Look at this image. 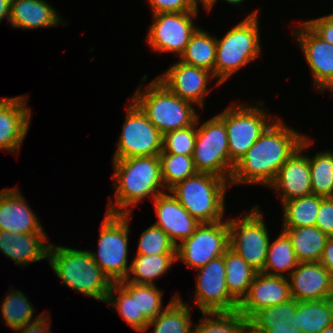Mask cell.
Instances as JSON below:
<instances>
[{
	"mask_svg": "<svg viewBox=\"0 0 333 333\" xmlns=\"http://www.w3.org/2000/svg\"><path fill=\"white\" fill-rule=\"evenodd\" d=\"M306 136L288 128L279 117L275 118L234 166L229 186L237 183L270 186L281 166L300 147Z\"/></svg>",
	"mask_w": 333,
	"mask_h": 333,
	"instance_id": "obj_1",
	"label": "cell"
},
{
	"mask_svg": "<svg viewBox=\"0 0 333 333\" xmlns=\"http://www.w3.org/2000/svg\"><path fill=\"white\" fill-rule=\"evenodd\" d=\"M113 181L116 200L110 199L106 213H131L138 202L163 193L159 156H139L127 159H113ZM160 187V188H159Z\"/></svg>",
	"mask_w": 333,
	"mask_h": 333,
	"instance_id": "obj_2",
	"label": "cell"
},
{
	"mask_svg": "<svg viewBox=\"0 0 333 333\" xmlns=\"http://www.w3.org/2000/svg\"><path fill=\"white\" fill-rule=\"evenodd\" d=\"M48 262L62 284L105 303L113 282L94 262L89 250L50 244Z\"/></svg>",
	"mask_w": 333,
	"mask_h": 333,
	"instance_id": "obj_3",
	"label": "cell"
},
{
	"mask_svg": "<svg viewBox=\"0 0 333 333\" xmlns=\"http://www.w3.org/2000/svg\"><path fill=\"white\" fill-rule=\"evenodd\" d=\"M228 180L210 173L195 175L175 184L169 192L200 223L222 221Z\"/></svg>",
	"mask_w": 333,
	"mask_h": 333,
	"instance_id": "obj_4",
	"label": "cell"
},
{
	"mask_svg": "<svg viewBox=\"0 0 333 333\" xmlns=\"http://www.w3.org/2000/svg\"><path fill=\"white\" fill-rule=\"evenodd\" d=\"M132 100L163 135L192 126L199 117L193 103L179 98L157 78L148 84L144 92L142 85H139Z\"/></svg>",
	"mask_w": 333,
	"mask_h": 333,
	"instance_id": "obj_5",
	"label": "cell"
},
{
	"mask_svg": "<svg viewBox=\"0 0 333 333\" xmlns=\"http://www.w3.org/2000/svg\"><path fill=\"white\" fill-rule=\"evenodd\" d=\"M258 21V10H255L225 33L223 38H216L214 77L218 79L217 85H222L261 54Z\"/></svg>",
	"mask_w": 333,
	"mask_h": 333,
	"instance_id": "obj_6",
	"label": "cell"
},
{
	"mask_svg": "<svg viewBox=\"0 0 333 333\" xmlns=\"http://www.w3.org/2000/svg\"><path fill=\"white\" fill-rule=\"evenodd\" d=\"M130 213H105L101 223L98 251H89L94 262L113 283L127 278L128 267V231Z\"/></svg>",
	"mask_w": 333,
	"mask_h": 333,
	"instance_id": "obj_7",
	"label": "cell"
},
{
	"mask_svg": "<svg viewBox=\"0 0 333 333\" xmlns=\"http://www.w3.org/2000/svg\"><path fill=\"white\" fill-rule=\"evenodd\" d=\"M246 105H230L218 114L223 119L227 131L230 166L233 169L275 120L263 108L260 109V106ZM270 118H273L272 121Z\"/></svg>",
	"mask_w": 333,
	"mask_h": 333,
	"instance_id": "obj_8",
	"label": "cell"
},
{
	"mask_svg": "<svg viewBox=\"0 0 333 333\" xmlns=\"http://www.w3.org/2000/svg\"><path fill=\"white\" fill-rule=\"evenodd\" d=\"M197 128L192 155L196 171L210 173L230 182L233 168L230 166L228 137L223 119L217 114L201 126L197 125Z\"/></svg>",
	"mask_w": 333,
	"mask_h": 333,
	"instance_id": "obj_9",
	"label": "cell"
},
{
	"mask_svg": "<svg viewBox=\"0 0 333 333\" xmlns=\"http://www.w3.org/2000/svg\"><path fill=\"white\" fill-rule=\"evenodd\" d=\"M261 213L257 205L242 218L228 219L229 247L257 272L264 269L270 243Z\"/></svg>",
	"mask_w": 333,
	"mask_h": 333,
	"instance_id": "obj_10",
	"label": "cell"
},
{
	"mask_svg": "<svg viewBox=\"0 0 333 333\" xmlns=\"http://www.w3.org/2000/svg\"><path fill=\"white\" fill-rule=\"evenodd\" d=\"M126 114L113 159L159 155L163 149V134L132 99Z\"/></svg>",
	"mask_w": 333,
	"mask_h": 333,
	"instance_id": "obj_11",
	"label": "cell"
},
{
	"mask_svg": "<svg viewBox=\"0 0 333 333\" xmlns=\"http://www.w3.org/2000/svg\"><path fill=\"white\" fill-rule=\"evenodd\" d=\"M229 248L228 220L201 223L195 232L176 246V258L195 270L224 255Z\"/></svg>",
	"mask_w": 333,
	"mask_h": 333,
	"instance_id": "obj_12",
	"label": "cell"
},
{
	"mask_svg": "<svg viewBox=\"0 0 333 333\" xmlns=\"http://www.w3.org/2000/svg\"><path fill=\"white\" fill-rule=\"evenodd\" d=\"M197 13L198 11L153 14L154 21L147 33L150 47L155 52H173L180 57L198 28L193 22Z\"/></svg>",
	"mask_w": 333,
	"mask_h": 333,
	"instance_id": "obj_13",
	"label": "cell"
},
{
	"mask_svg": "<svg viewBox=\"0 0 333 333\" xmlns=\"http://www.w3.org/2000/svg\"><path fill=\"white\" fill-rule=\"evenodd\" d=\"M195 300L201 312H230L238 310V303L229 295L226 286L224 256L210 260L196 269Z\"/></svg>",
	"mask_w": 333,
	"mask_h": 333,
	"instance_id": "obj_14",
	"label": "cell"
},
{
	"mask_svg": "<svg viewBox=\"0 0 333 333\" xmlns=\"http://www.w3.org/2000/svg\"><path fill=\"white\" fill-rule=\"evenodd\" d=\"M312 143L306 136L300 147L281 166L275 180L269 186L280 194L281 203L312 194L309 156L304 154V150L306 151Z\"/></svg>",
	"mask_w": 333,
	"mask_h": 333,
	"instance_id": "obj_15",
	"label": "cell"
},
{
	"mask_svg": "<svg viewBox=\"0 0 333 333\" xmlns=\"http://www.w3.org/2000/svg\"><path fill=\"white\" fill-rule=\"evenodd\" d=\"M295 32V33H294ZM319 91L333 92V45L321 39L305 22L293 31Z\"/></svg>",
	"mask_w": 333,
	"mask_h": 333,
	"instance_id": "obj_16",
	"label": "cell"
},
{
	"mask_svg": "<svg viewBox=\"0 0 333 333\" xmlns=\"http://www.w3.org/2000/svg\"><path fill=\"white\" fill-rule=\"evenodd\" d=\"M210 77L214 76L209 70L178 61L157 79L179 98L203 107Z\"/></svg>",
	"mask_w": 333,
	"mask_h": 333,
	"instance_id": "obj_17",
	"label": "cell"
},
{
	"mask_svg": "<svg viewBox=\"0 0 333 333\" xmlns=\"http://www.w3.org/2000/svg\"><path fill=\"white\" fill-rule=\"evenodd\" d=\"M288 278L291 297L298 302L333 298V277L320 262L298 263Z\"/></svg>",
	"mask_w": 333,
	"mask_h": 333,
	"instance_id": "obj_18",
	"label": "cell"
},
{
	"mask_svg": "<svg viewBox=\"0 0 333 333\" xmlns=\"http://www.w3.org/2000/svg\"><path fill=\"white\" fill-rule=\"evenodd\" d=\"M290 284L286 276L257 272L238 311L248 320L260 309L279 305L291 299Z\"/></svg>",
	"mask_w": 333,
	"mask_h": 333,
	"instance_id": "obj_19",
	"label": "cell"
},
{
	"mask_svg": "<svg viewBox=\"0 0 333 333\" xmlns=\"http://www.w3.org/2000/svg\"><path fill=\"white\" fill-rule=\"evenodd\" d=\"M27 99V96L0 99V150L19 153L31 121Z\"/></svg>",
	"mask_w": 333,
	"mask_h": 333,
	"instance_id": "obj_20",
	"label": "cell"
},
{
	"mask_svg": "<svg viewBox=\"0 0 333 333\" xmlns=\"http://www.w3.org/2000/svg\"><path fill=\"white\" fill-rule=\"evenodd\" d=\"M167 192L154 198V208L158 217L154 225L162 229L177 246V240L189 238L201 223L190 215L169 190Z\"/></svg>",
	"mask_w": 333,
	"mask_h": 333,
	"instance_id": "obj_21",
	"label": "cell"
},
{
	"mask_svg": "<svg viewBox=\"0 0 333 333\" xmlns=\"http://www.w3.org/2000/svg\"><path fill=\"white\" fill-rule=\"evenodd\" d=\"M18 190H0V230L10 233H45L40 220Z\"/></svg>",
	"mask_w": 333,
	"mask_h": 333,
	"instance_id": "obj_22",
	"label": "cell"
},
{
	"mask_svg": "<svg viewBox=\"0 0 333 333\" xmlns=\"http://www.w3.org/2000/svg\"><path fill=\"white\" fill-rule=\"evenodd\" d=\"M46 233H10L0 230V250L16 265L26 266L48 258Z\"/></svg>",
	"mask_w": 333,
	"mask_h": 333,
	"instance_id": "obj_23",
	"label": "cell"
},
{
	"mask_svg": "<svg viewBox=\"0 0 333 333\" xmlns=\"http://www.w3.org/2000/svg\"><path fill=\"white\" fill-rule=\"evenodd\" d=\"M62 18L46 0H12L10 25L14 28L38 29L59 26Z\"/></svg>",
	"mask_w": 333,
	"mask_h": 333,
	"instance_id": "obj_24",
	"label": "cell"
},
{
	"mask_svg": "<svg viewBox=\"0 0 333 333\" xmlns=\"http://www.w3.org/2000/svg\"><path fill=\"white\" fill-rule=\"evenodd\" d=\"M115 292L119 296H115ZM111 308L114 306L119 311L122 319L137 332L143 333L148 320L143 315H138L137 284L119 281L113 283L105 301Z\"/></svg>",
	"mask_w": 333,
	"mask_h": 333,
	"instance_id": "obj_25",
	"label": "cell"
},
{
	"mask_svg": "<svg viewBox=\"0 0 333 333\" xmlns=\"http://www.w3.org/2000/svg\"><path fill=\"white\" fill-rule=\"evenodd\" d=\"M333 324V298L298 302L290 325L303 333H319Z\"/></svg>",
	"mask_w": 333,
	"mask_h": 333,
	"instance_id": "obj_26",
	"label": "cell"
},
{
	"mask_svg": "<svg viewBox=\"0 0 333 333\" xmlns=\"http://www.w3.org/2000/svg\"><path fill=\"white\" fill-rule=\"evenodd\" d=\"M282 230L291 239L299 263L320 262L323 249L329 238L328 235L316 226L283 227Z\"/></svg>",
	"mask_w": 333,
	"mask_h": 333,
	"instance_id": "obj_27",
	"label": "cell"
},
{
	"mask_svg": "<svg viewBox=\"0 0 333 333\" xmlns=\"http://www.w3.org/2000/svg\"><path fill=\"white\" fill-rule=\"evenodd\" d=\"M223 256L228 293L240 304L246 297L257 271L230 247L225 251Z\"/></svg>",
	"mask_w": 333,
	"mask_h": 333,
	"instance_id": "obj_28",
	"label": "cell"
},
{
	"mask_svg": "<svg viewBox=\"0 0 333 333\" xmlns=\"http://www.w3.org/2000/svg\"><path fill=\"white\" fill-rule=\"evenodd\" d=\"M190 308L176 294L163 311L147 324L144 333L154 326V333H193Z\"/></svg>",
	"mask_w": 333,
	"mask_h": 333,
	"instance_id": "obj_29",
	"label": "cell"
},
{
	"mask_svg": "<svg viewBox=\"0 0 333 333\" xmlns=\"http://www.w3.org/2000/svg\"><path fill=\"white\" fill-rule=\"evenodd\" d=\"M177 260L176 254H158L144 255L136 254L130 264V269L127 278L123 281L132 282L135 284L154 285V279L162 277L173 262ZM133 277L129 279L130 275Z\"/></svg>",
	"mask_w": 333,
	"mask_h": 333,
	"instance_id": "obj_30",
	"label": "cell"
},
{
	"mask_svg": "<svg viewBox=\"0 0 333 333\" xmlns=\"http://www.w3.org/2000/svg\"><path fill=\"white\" fill-rule=\"evenodd\" d=\"M179 61L209 70L214 76L216 37L198 27L190 37L184 52L179 57Z\"/></svg>",
	"mask_w": 333,
	"mask_h": 333,
	"instance_id": "obj_31",
	"label": "cell"
},
{
	"mask_svg": "<svg viewBox=\"0 0 333 333\" xmlns=\"http://www.w3.org/2000/svg\"><path fill=\"white\" fill-rule=\"evenodd\" d=\"M298 263L291 239L282 230L277 239L269 243L266 263L262 273L284 277V272H288L289 276Z\"/></svg>",
	"mask_w": 333,
	"mask_h": 333,
	"instance_id": "obj_32",
	"label": "cell"
},
{
	"mask_svg": "<svg viewBox=\"0 0 333 333\" xmlns=\"http://www.w3.org/2000/svg\"><path fill=\"white\" fill-rule=\"evenodd\" d=\"M201 314L204 317L195 325L193 333H250L249 320L238 310Z\"/></svg>",
	"mask_w": 333,
	"mask_h": 333,
	"instance_id": "obj_33",
	"label": "cell"
},
{
	"mask_svg": "<svg viewBox=\"0 0 333 333\" xmlns=\"http://www.w3.org/2000/svg\"><path fill=\"white\" fill-rule=\"evenodd\" d=\"M323 198L311 194L283 202V227L315 226L320 202Z\"/></svg>",
	"mask_w": 333,
	"mask_h": 333,
	"instance_id": "obj_34",
	"label": "cell"
},
{
	"mask_svg": "<svg viewBox=\"0 0 333 333\" xmlns=\"http://www.w3.org/2000/svg\"><path fill=\"white\" fill-rule=\"evenodd\" d=\"M297 307L298 301L291 298L279 305L258 310L249 319L250 333H264L271 327L290 325Z\"/></svg>",
	"mask_w": 333,
	"mask_h": 333,
	"instance_id": "obj_35",
	"label": "cell"
},
{
	"mask_svg": "<svg viewBox=\"0 0 333 333\" xmlns=\"http://www.w3.org/2000/svg\"><path fill=\"white\" fill-rule=\"evenodd\" d=\"M4 298L1 303L2 314L0 315H2L5 324L13 330L32 323L42 316L39 315L33 320L34 307L20 290H11Z\"/></svg>",
	"mask_w": 333,
	"mask_h": 333,
	"instance_id": "obj_36",
	"label": "cell"
},
{
	"mask_svg": "<svg viewBox=\"0 0 333 333\" xmlns=\"http://www.w3.org/2000/svg\"><path fill=\"white\" fill-rule=\"evenodd\" d=\"M312 194L333 197V152L322 151L309 157Z\"/></svg>",
	"mask_w": 333,
	"mask_h": 333,
	"instance_id": "obj_37",
	"label": "cell"
},
{
	"mask_svg": "<svg viewBox=\"0 0 333 333\" xmlns=\"http://www.w3.org/2000/svg\"><path fill=\"white\" fill-rule=\"evenodd\" d=\"M161 178L168 191L175 184L197 173L192 155L160 153Z\"/></svg>",
	"mask_w": 333,
	"mask_h": 333,
	"instance_id": "obj_38",
	"label": "cell"
},
{
	"mask_svg": "<svg viewBox=\"0 0 333 333\" xmlns=\"http://www.w3.org/2000/svg\"><path fill=\"white\" fill-rule=\"evenodd\" d=\"M137 254H176V245L162 229L153 224L140 235Z\"/></svg>",
	"mask_w": 333,
	"mask_h": 333,
	"instance_id": "obj_39",
	"label": "cell"
},
{
	"mask_svg": "<svg viewBox=\"0 0 333 333\" xmlns=\"http://www.w3.org/2000/svg\"><path fill=\"white\" fill-rule=\"evenodd\" d=\"M197 122L185 128L167 132L163 135V149L161 153L178 155H193L197 137Z\"/></svg>",
	"mask_w": 333,
	"mask_h": 333,
	"instance_id": "obj_40",
	"label": "cell"
},
{
	"mask_svg": "<svg viewBox=\"0 0 333 333\" xmlns=\"http://www.w3.org/2000/svg\"><path fill=\"white\" fill-rule=\"evenodd\" d=\"M163 292L156 285L137 284L138 315H143L148 321L156 318L162 310Z\"/></svg>",
	"mask_w": 333,
	"mask_h": 333,
	"instance_id": "obj_41",
	"label": "cell"
},
{
	"mask_svg": "<svg viewBox=\"0 0 333 333\" xmlns=\"http://www.w3.org/2000/svg\"><path fill=\"white\" fill-rule=\"evenodd\" d=\"M315 226L329 237H333V197L321 200Z\"/></svg>",
	"mask_w": 333,
	"mask_h": 333,
	"instance_id": "obj_42",
	"label": "cell"
},
{
	"mask_svg": "<svg viewBox=\"0 0 333 333\" xmlns=\"http://www.w3.org/2000/svg\"><path fill=\"white\" fill-rule=\"evenodd\" d=\"M148 2L153 14L198 11L190 0H148Z\"/></svg>",
	"mask_w": 333,
	"mask_h": 333,
	"instance_id": "obj_43",
	"label": "cell"
},
{
	"mask_svg": "<svg viewBox=\"0 0 333 333\" xmlns=\"http://www.w3.org/2000/svg\"><path fill=\"white\" fill-rule=\"evenodd\" d=\"M305 23L323 40L333 45V12Z\"/></svg>",
	"mask_w": 333,
	"mask_h": 333,
	"instance_id": "obj_44",
	"label": "cell"
},
{
	"mask_svg": "<svg viewBox=\"0 0 333 333\" xmlns=\"http://www.w3.org/2000/svg\"><path fill=\"white\" fill-rule=\"evenodd\" d=\"M48 313L42 314V316L36 321L24 325L21 328L15 329V331H20L19 333H52L50 332V322Z\"/></svg>",
	"mask_w": 333,
	"mask_h": 333,
	"instance_id": "obj_45",
	"label": "cell"
},
{
	"mask_svg": "<svg viewBox=\"0 0 333 333\" xmlns=\"http://www.w3.org/2000/svg\"><path fill=\"white\" fill-rule=\"evenodd\" d=\"M320 263L327 269L333 277V237H329L323 249Z\"/></svg>",
	"mask_w": 333,
	"mask_h": 333,
	"instance_id": "obj_46",
	"label": "cell"
},
{
	"mask_svg": "<svg viewBox=\"0 0 333 333\" xmlns=\"http://www.w3.org/2000/svg\"><path fill=\"white\" fill-rule=\"evenodd\" d=\"M12 0H0V22L6 17L9 21Z\"/></svg>",
	"mask_w": 333,
	"mask_h": 333,
	"instance_id": "obj_47",
	"label": "cell"
},
{
	"mask_svg": "<svg viewBox=\"0 0 333 333\" xmlns=\"http://www.w3.org/2000/svg\"><path fill=\"white\" fill-rule=\"evenodd\" d=\"M193 7L196 9V10H199L198 9V0H190ZM199 2H201V4L203 5L204 9H206L208 12L211 11V8L214 6L215 4V0H199Z\"/></svg>",
	"mask_w": 333,
	"mask_h": 333,
	"instance_id": "obj_48",
	"label": "cell"
},
{
	"mask_svg": "<svg viewBox=\"0 0 333 333\" xmlns=\"http://www.w3.org/2000/svg\"><path fill=\"white\" fill-rule=\"evenodd\" d=\"M289 324L286 326H280V327H271L268 328L264 333H287L289 329Z\"/></svg>",
	"mask_w": 333,
	"mask_h": 333,
	"instance_id": "obj_49",
	"label": "cell"
},
{
	"mask_svg": "<svg viewBox=\"0 0 333 333\" xmlns=\"http://www.w3.org/2000/svg\"><path fill=\"white\" fill-rule=\"evenodd\" d=\"M216 1H218V0H215V3H216ZM224 1L235 6V5H239L240 3H243L242 1H244V0H224Z\"/></svg>",
	"mask_w": 333,
	"mask_h": 333,
	"instance_id": "obj_50",
	"label": "cell"
},
{
	"mask_svg": "<svg viewBox=\"0 0 333 333\" xmlns=\"http://www.w3.org/2000/svg\"><path fill=\"white\" fill-rule=\"evenodd\" d=\"M319 333H333V324L325 327L322 331H320Z\"/></svg>",
	"mask_w": 333,
	"mask_h": 333,
	"instance_id": "obj_51",
	"label": "cell"
},
{
	"mask_svg": "<svg viewBox=\"0 0 333 333\" xmlns=\"http://www.w3.org/2000/svg\"><path fill=\"white\" fill-rule=\"evenodd\" d=\"M287 333H303L302 331H299L298 329L293 328L291 325L289 326V329Z\"/></svg>",
	"mask_w": 333,
	"mask_h": 333,
	"instance_id": "obj_52",
	"label": "cell"
}]
</instances>
